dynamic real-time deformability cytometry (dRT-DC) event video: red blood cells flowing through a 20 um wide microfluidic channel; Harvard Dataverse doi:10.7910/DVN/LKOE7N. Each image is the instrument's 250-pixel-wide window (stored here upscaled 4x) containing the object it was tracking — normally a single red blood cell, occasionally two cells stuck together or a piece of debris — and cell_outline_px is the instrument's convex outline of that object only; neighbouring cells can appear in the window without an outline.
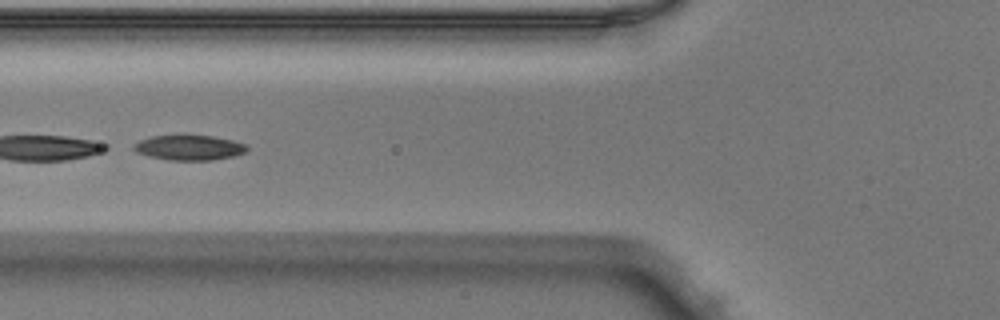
{"species": "Egyptian fruit bat (a non-hibernating species)", "species_latin": "Rousettus aegyptiacus", "temperature_condition": "warm", "stored_images_in_passage": 49, "segment_of_instrument_passage": [2, 2], "camera_frame_rate_fps": 3000, "um_per_image_px": 0.085, "animal": {"sex": "male"}, "frame": {"image": 1, "passage_image": 19, "time_ms": 6.0, "image_size_px": [1000, 320], "cell_outline_px": [[248, 148], [244, 152], [232, 156], [212, 160], [168, 160], [136, 152], [132, 148], [132, 144], [140, 140], [152, 136], [184, 132], [212, 136], [232, 140], [248, 144]], "centroid_in_image_um": [16.05, 12.49], "position_along_channel_um": 109.8, "area_um2": 17.17}}